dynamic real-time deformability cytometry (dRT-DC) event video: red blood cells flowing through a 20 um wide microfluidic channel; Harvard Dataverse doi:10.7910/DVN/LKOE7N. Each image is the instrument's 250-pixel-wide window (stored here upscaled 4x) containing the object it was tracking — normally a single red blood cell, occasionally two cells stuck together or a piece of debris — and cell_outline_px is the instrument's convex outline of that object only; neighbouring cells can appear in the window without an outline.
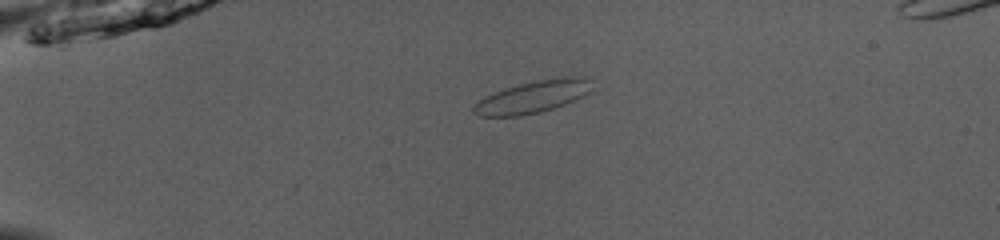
{"species": "common noctule bat (a hibernating species)", "species_latin": "Nyctalus noctula", "temperature_condition": "room temperature", "stored_images_in_passage": 42, "camera_frame_rate_fps": 3000, "um_per_image_px": 0.085, "animal": {"sex": "male", "body_mass_g": 13.0, "forearm_length_mm": 53.1}, "frame": {"image": 1, "passage_image": 4, "time_ms": 1.0, "image_size_px": [1000, 240], "cell_outline_px": [[588, 92], [584, 96], [564, 104], [540, 112], [520, 116], [480, 116], [472, 112], [472, 108], [484, 96], [492, 92], [516, 84], [536, 80], [564, 76], [584, 76], [588, 80]], "centroid_in_image_um": [45.23, 8.22], "position_along_channel_um": 39.8, "area_um2": 22.08}}
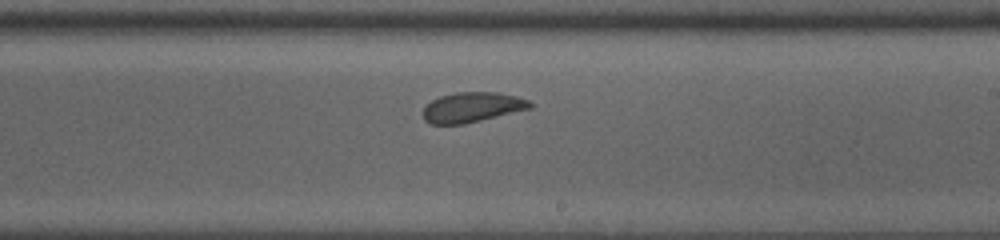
{"frame": {"image": 2, "passage_image": 23, "time_ms": 7.333, "image_size_px": [1000, 240], "cell_outline_px": [[532, 108], [464, 124], [432, 124], [424, 120], [424, 108], [432, 100], [440, 96], [456, 92], [496, 92], [516, 96], [528, 100], [532, 104]], "centroid_in_image_um": [40.14, 9.11], "position_along_channel_um": 248.9, "area_um2": 18.55}}
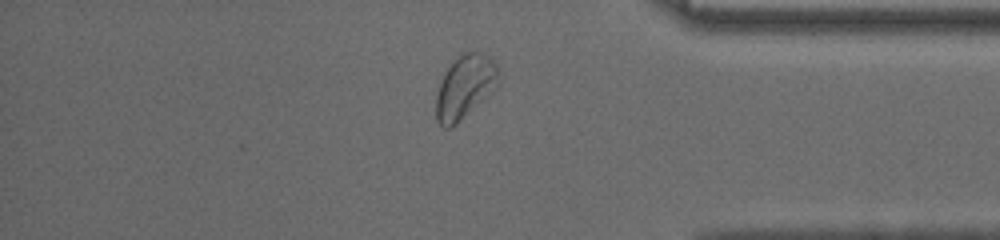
{"frame": {"image": 3, "passage_image": 35, "time_ms": 11.333, "image_size_px": [1000, 240], "cell_outline_px": [[500, 80], [496, 88], [488, 96], [456, 124], [448, 128], [444, 128], [436, 120], [436, 96], [440, 80], [448, 68], [460, 52], [480, 52], [488, 56], [496, 64], [500, 72]], "centroid_in_image_um": [39.53, 7.37], "position_along_channel_um": 395.7, "area_um2": 23.24}, "authors_computed_cell_mechanics": {"area_um2": 20.0566, "velocity_mm_per_s": 3.9815, "shape_relaxation_time_tau1_ms": 3.8971, "shape_relaxation_time_tau2_ms": 1.2919, "deformation_change_tau1": 0.0776, "deformation_change_tau2": 0.0516}}